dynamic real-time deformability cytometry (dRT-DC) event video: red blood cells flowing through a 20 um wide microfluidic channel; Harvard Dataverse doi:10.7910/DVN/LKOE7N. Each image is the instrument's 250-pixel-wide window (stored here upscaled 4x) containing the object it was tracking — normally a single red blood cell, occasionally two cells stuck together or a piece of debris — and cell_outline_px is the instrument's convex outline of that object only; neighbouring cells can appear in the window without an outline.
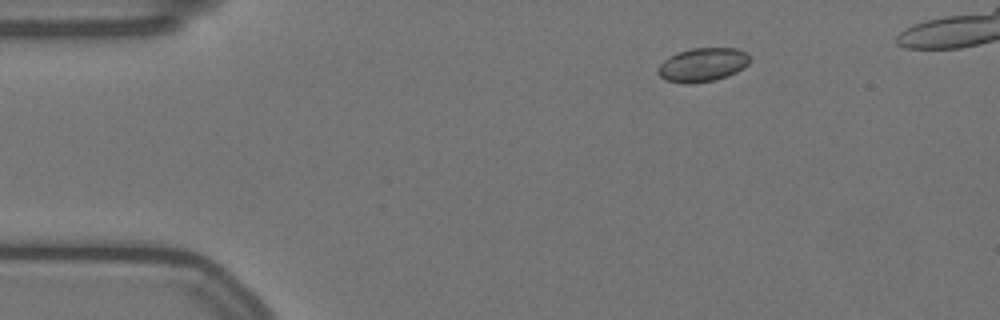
{"species": "Egyptian fruit bat (a non-hibernating species)", "species_latin": "Rousettus aegyptiacus", "temperature_condition": "warm", "stored_images_in_passage": 55, "camera_frame_rate_fps": 3000, "um_per_image_px": 0.085, "animal": {"sex": "female"}, "frame": {"image": 1, "passage_image": 10, "time_ms": 3.0, "image_size_px": [1000, 320], "cell_outline_px": [[752, 60], [744, 68], [728, 76], [716, 80], [664, 80], [656, 72], [656, 68], [668, 56], [676, 52], [692, 48], [736, 48], [744, 52]], "centroid_in_image_um": [59.74, 5.45], "position_along_channel_um": 25.3, "area_um2": 17.57}}
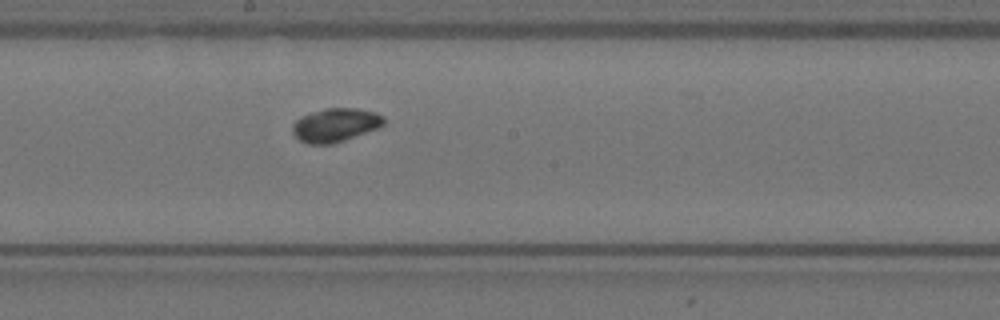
{"frame": {"image": 2, "passage_image": 32, "time_ms": 10.333, "image_size_px": [1000, 320], "cell_outline_px": [[384, 124], [376, 128], [344, 140], [332, 144], [308, 144], [300, 140], [292, 132], [292, 124], [300, 116], [324, 108], [356, 108], [376, 112], [384, 116]], "centroid_in_image_um": [28.48, 10.61], "position_along_channel_um": 219.7, "area_um2": 17.8}}
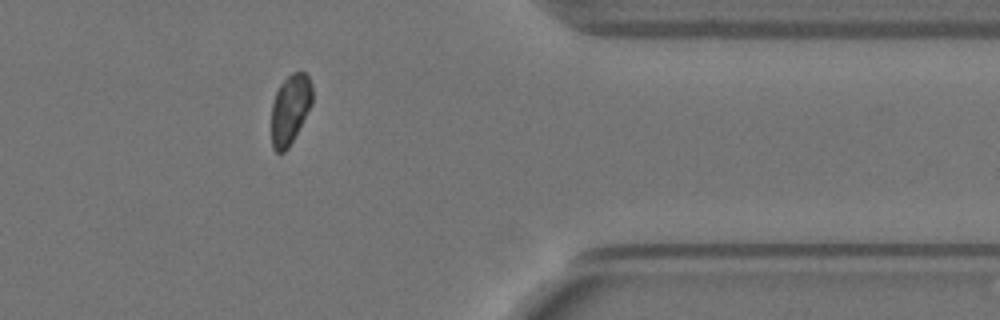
{"frame": {"image": 3, "passage_image": 48, "time_ms": 15.667, "image_size_px": [1000, 320], "cell_outline_px": [[312, 104], [288, 148], [284, 152], [276, 152], [272, 148], [272, 104], [276, 92], [280, 84], [292, 72], [304, 72], [308, 76], [312, 84]], "centroid_in_image_um": [24.66, 9.27], "position_along_channel_um": 386.7, "area_um2": 16.47}, "authors_computed_cell_mechanics": {"area_um2": 17.629, "velocity_mm_per_s": 3.499, "shape_relaxation_time_tau1_ms": null, "shape_relaxation_time_tau2_ms": 4.2473, "deformation_change_tau1": null, "deformation_change_tau2": 0.0406}}